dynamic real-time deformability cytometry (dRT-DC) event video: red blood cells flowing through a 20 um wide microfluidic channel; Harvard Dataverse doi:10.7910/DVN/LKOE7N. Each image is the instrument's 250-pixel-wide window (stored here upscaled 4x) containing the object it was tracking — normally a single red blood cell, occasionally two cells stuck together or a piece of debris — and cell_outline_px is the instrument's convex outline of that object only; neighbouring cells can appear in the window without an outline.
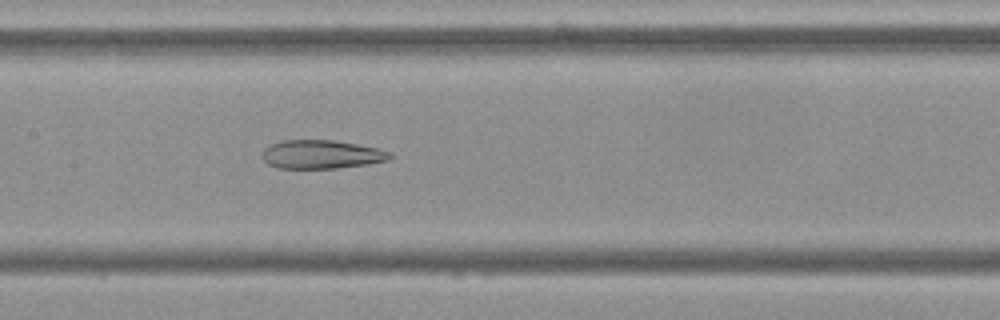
{"species": "Egyptian fruit bat (a non-hibernating species)", "species_latin": "Rousettus aegyptiacus", "temperature_condition": "cold", "stored_images_in_passage": 41, "camera_frame_rate_fps": 3000, "um_per_image_px": 0.085, "frame": {"image": 1, "passage_image": 13, "time_ms": 4.0, "image_size_px": [1000, 320], "cell_outline_px": [[392, 156], [388, 160], [364, 164], [336, 168], [276, 168], [268, 164], [264, 160], [264, 148], [268, 144], [284, 140], [332, 140], [380, 148], [392, 152]], "centroid_in_image_um": [27.32, 13.11], "position_along_channel_um": 180.1, "area_um2": 21.21}}
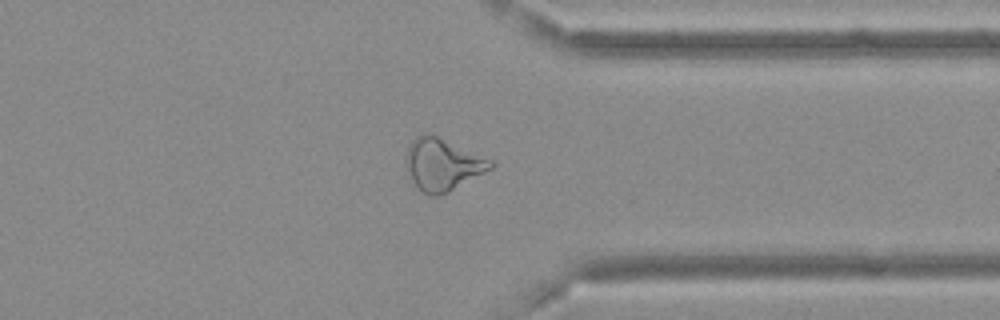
{"frame": {"image": 2, "passage_image": 29, "time_ms": 9.333, "image_size_px": [1000, 320], "cell_outline_px": [[496, 164], [492, 168], [448, 192], [436, 196], [428, 196], [416, 184], [404, 160], [408, 148], [412, 140], [416, 136], [436, 136], [492, 160]], "centroid_in_image_um": [37.64, 14.0], "position_along_channel_um": 373.8, "area_um2": 24.74}}
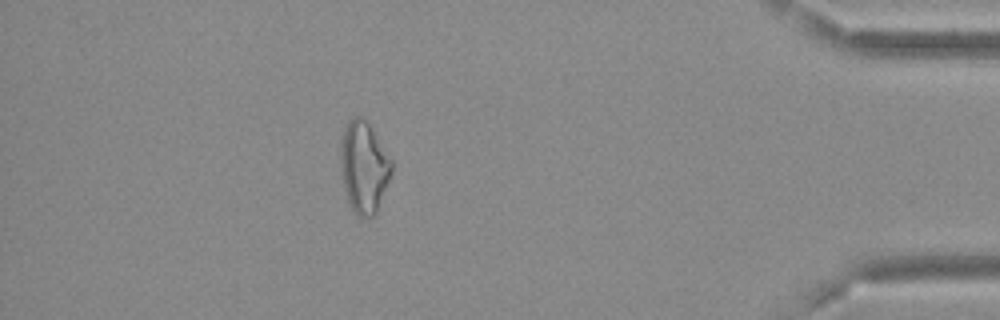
{"frame": {"image": 3, "passage_image": 35, "time_ms": 11.333, "image_size_px": [1000, 320], "cell_outline_px": [[392, 172], [376, 212], [372, 216], [356, 216], [348, 200], [344, 188], [340, 168], [340, 140], [344, 128], [348, 120], [352, 116], [360, 116], [368, 120], [392, 160]], "centroid_in_image_um": [30.91, 14.13], "position_along_channel_um": 404.3, "area_um2": 27.46}, "authors_computed_cell_mechanics": {"area_um2": 23.9292, "velocity_mm_per_s": 3.6937, "shape_relaxation_time_tau1_ms": null, "shape_relaxation_time_tau2_ms": 4.132, "deformation_change_tau1": null, "deformation_change_tau2": 0.1454}}